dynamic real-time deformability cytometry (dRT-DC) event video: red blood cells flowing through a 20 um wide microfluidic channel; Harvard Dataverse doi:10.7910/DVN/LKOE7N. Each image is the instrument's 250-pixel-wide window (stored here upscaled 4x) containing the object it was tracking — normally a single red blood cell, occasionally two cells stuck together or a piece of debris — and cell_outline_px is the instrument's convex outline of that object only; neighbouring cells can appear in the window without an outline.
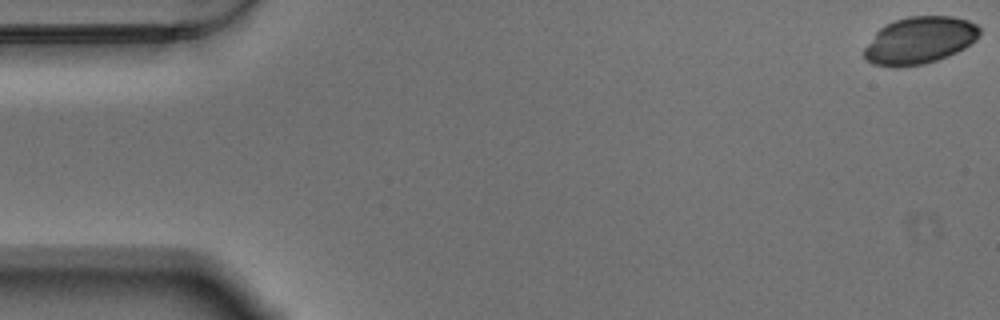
{"species": "Egyptian fruit bat (a non-hibernating species)", "species_latin": "Rousettus aegyptiacus", "temperature_condition": "warm", "stored_images_in_passage": 58, "camera_frame_rate_fps": 3000, "um_per_image_px": 0.085, "animal": {"sex": "male"}, "frame": {"image": 1, "passage_image": 1, "time_ms": 0.0, "image_size_px": [1000, 320], "cell_outline_px": [[980, 32], [976, 40], [964, 48], [948, 56], [924, 64], [896, 68], [872, 64], [864, 60], [864, 48], [876, 32], [884, 24], [908, 16], [952, 16], [968, 20], [976, 24], [980, 28]], "centroid_in_image_um": [78.14, 3.44], "position_along_channel_um": 6.9, "area_um2": 31.91}}
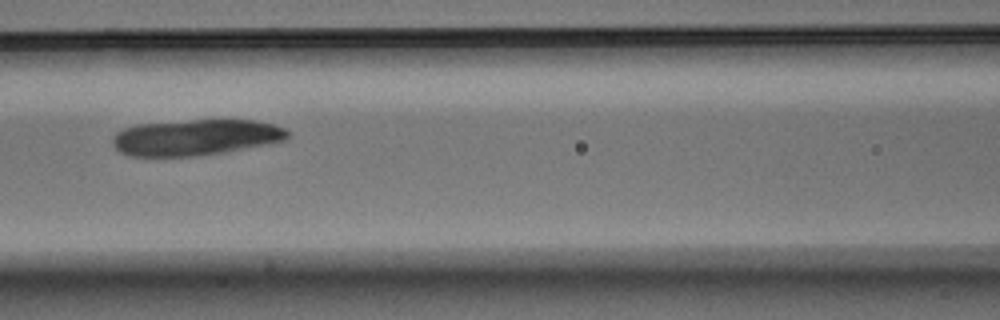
{"frame": {"image": 2, "passage_image": 25, "time_ms": 8.0, "image_size_px": [1000, 320], "cell_outline_px": [[288, 140], [224, 152], [192, 156], [132, 156], [120, 152], [112, 144], [112, 136], [116, 132], [124, 128], [136, 124], [192, 120], [256, 120], [272, 124], [284, 128], [288, 132]], "centroid_in_image_um": [16.61, 11.67], "position_along_channel_um": 150.0, "area_um2": 36.7}}
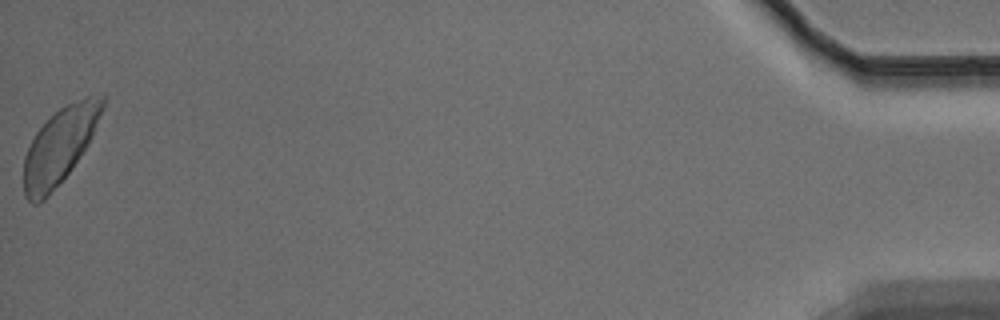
{"frame": {"image": 3, "passage_image": 58, "time_ms": 19.0, "image_size_px": [1000, 320], "cell_outline_px": [[104, 108], [84, 148], [72, 168], [44, 200], [36, 204], [32, 204], [24, 196], [24, 156], [36, 132], [60, 108], [68, 104], [88, 96], [104, 92]], "centroid_in_image_um": [5.05, 12.41], "position_along_channel_um": 430.2, "area_um2": 33.81}}